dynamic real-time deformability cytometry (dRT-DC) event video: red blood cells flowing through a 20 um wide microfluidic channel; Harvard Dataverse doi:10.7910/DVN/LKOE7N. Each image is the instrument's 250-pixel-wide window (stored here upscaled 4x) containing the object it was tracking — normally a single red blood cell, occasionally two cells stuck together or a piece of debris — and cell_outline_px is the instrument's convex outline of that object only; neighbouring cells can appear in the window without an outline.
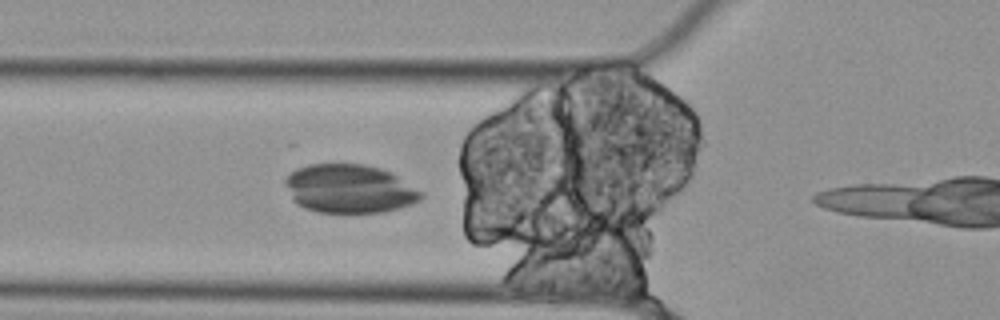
{"species": "Egyptian fruit bat (a non-hibernating species)", "species_latin": "Rousettus aegyptiacus", "temperature_condition": "cold", "stored_images_in_passage": 38, "camera_frame_rate_fps": 3000, "um_per_image_px": 0.085, "animal": {"sex": "female"}, "frame": {"image": 1, "passage_image": 4, "time_ms": 1.0, "image_size_px": [1000, 320], "cell_outline_px": [[424, 196], [420, 200], [412, 204], [400, 208], [384, 212], [320, 212], [304, 208], [296, 204], [292, 200], [284, 184], [284, 180], [296, 168], [308, 164], [364, 164], [380, 168], [392, 172], [424, 192]], "centroid_in_image_um": [29.72, 16.04], "position_along_channel_um": 96.1, "area_um2": 38.84}}
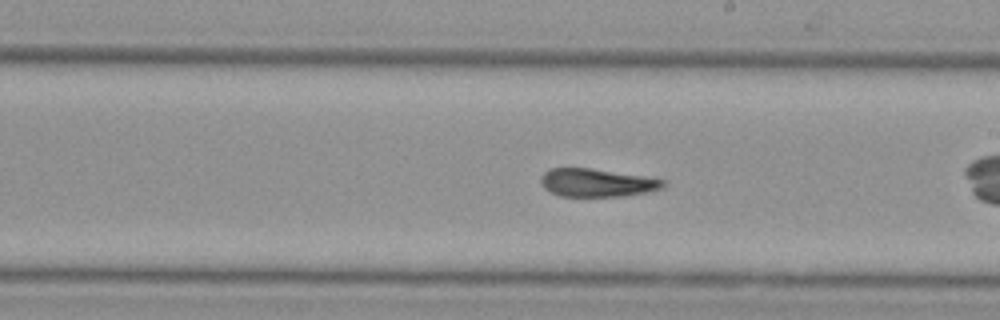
{"frame": {"image": 2, "passage_image": 13, "time_ms": 4.0, "image_size_px": [1000, 320], "cell_outline_px": [[668, 180], [664, 188], [644, 192], [620, 196], [560, 196], [544, 188], [540, 180], [540, 176], [544, 172], [552, 168], [588, 168]], "centroid_in_image_um": [50.73, 15.53], "position_along_channel_um": 238.3, "area_um2": 19.77}}
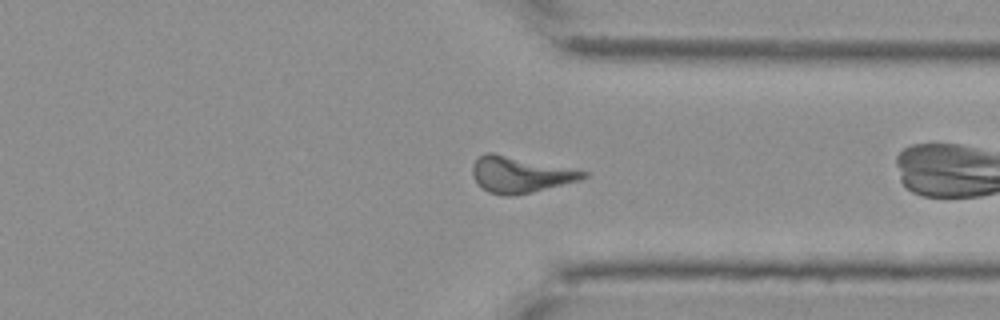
{"frame": {"image": 3, "passage_image": 24, "time_ms": 7.667, "image_size_px": [1000, 320], "cell_outline_px": [[588, 176], [580, 180], [532, 192], [512, 196], [504, 196], [488, 192], [476, 184], [472, 176], [472, 164], [484, 152], [492, 152], [572, 168], [588, 172]], "centroid_in_image_um": [44.18, 14.84], "position_along_channel_um": 367.2, "area_um2": 23.47}, "authors_computed_cell_mechanics": {"area_um2": 22.253, "velocity_mm_per_s": 3.516, "shape_relaxation_time_tau1_ms": 0.6419, "shape_relaxation_time_tau2_ms": 3.1013, "deformation_change_tau1": null, "deformation_change_tau2": 0.1277}}